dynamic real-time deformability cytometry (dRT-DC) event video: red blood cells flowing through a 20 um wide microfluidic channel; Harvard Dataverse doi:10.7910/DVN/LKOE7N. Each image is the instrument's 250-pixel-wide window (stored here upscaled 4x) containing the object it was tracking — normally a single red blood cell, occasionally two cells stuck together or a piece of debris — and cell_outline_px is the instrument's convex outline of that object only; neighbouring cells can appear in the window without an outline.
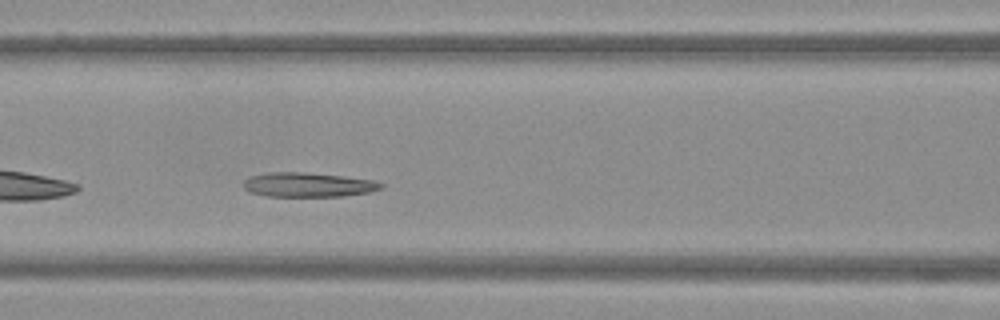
{"species": "Egyptian fruit bat (a non-hibernating species)", "species_latin": "Rousettus aegyptiacus", "temperature_condition": "warm", "stored_images_in_passage": 26, "camera_frame_rate_fps": 3000, "um_per_image_px": 0.085, "frame": {"image": 1, "passage_image": 7, "time_ms": 2.0, "image_size_px": [1000, 320], "cell_outline_px": [[384, 188], [372, 192], [344, 196], [264, 196], [252, 192], [244, 188], [244, 180], [248, 176], [268, 172], [304, 172], [344, 176], [376, 180], [384, 184]], "centroid_in_image_um": [26.24, 15.7], "position_along_channel_um": 140.4, "area_um2": 19.83}}
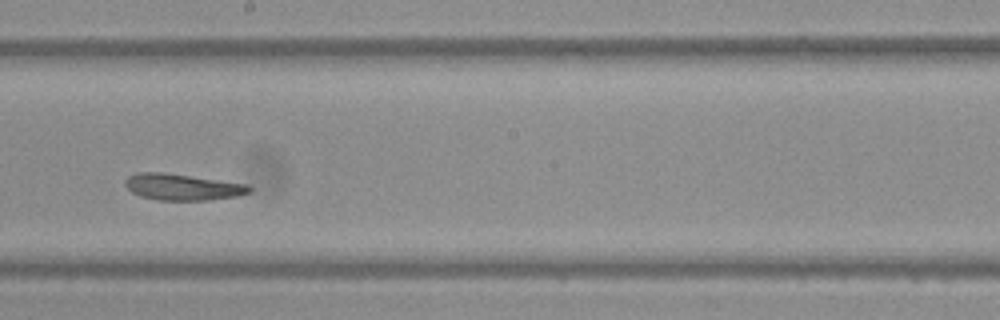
{"frame": {"image": 2, "passage_image": 14, "time_ms": 4.333, "image_size_px": [1000, 320], "cell_outline_px": [[252, 192], [236, 196], [208, 200], [156, 200], [140, 196], [132, 192], [124, 184], [124, 180], [128, 176], [140, 172], [164, 172], [248, 184], [252, 188]], "centroid_in_image_um": [15.51, 15.89], "position_along_channel_um": 232.7, "area_um2": 19.13}}
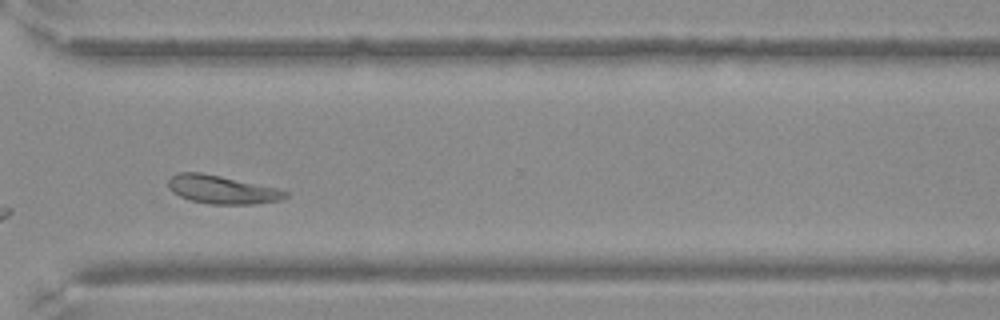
{"frame": {"image": 3, "passage_image": 23, "time_ms": 7.333, "image_size_px": [1000, 320], "cell_outline_px": [[288, 196], [284, 200], [256, 204], [208, 204], [188, 200], [172, 192], [168, 188], [168, 180], [176, 172], [200, 172], [220, 176], [276, 188], [288, 192]], "centroid_in_image_um": [18.85, 16.13], "position_along_channel_um": 351.7, "area_um2": 19.42}}